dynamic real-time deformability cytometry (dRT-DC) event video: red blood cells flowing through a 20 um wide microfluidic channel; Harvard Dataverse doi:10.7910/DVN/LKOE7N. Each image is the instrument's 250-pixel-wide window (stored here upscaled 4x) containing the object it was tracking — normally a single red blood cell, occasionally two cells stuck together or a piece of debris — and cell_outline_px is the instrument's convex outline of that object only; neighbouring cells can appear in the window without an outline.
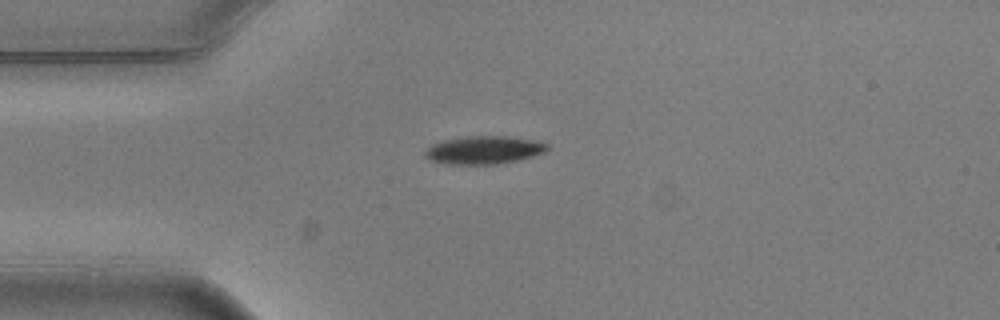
{"species": "common noctule bat (a hibernating species)", "species_latin": "Nyctalus noctula", "temperature_condition": "warm", "stored_images_in_passage": 3, "camera_frame_rate_fps": 3000, "um_per_image_px": 0.085, "animal": {"sex": "male", "body_mass_g": 20.5, "forearm_length_mm": 52.5}, "frame": {"image": 1, "passage_image": 1, "time_ms": 0.0, "image_size_px": [1000, 320], "cell_outline_px": [[548, 148], [544, 152], [532, 156], [516, 160], [496, 164], [444, 164], [428, 160], [424, 156], [424, 152], [432, 144], [444, 140], [468, 136], [504, 136], [536, 140], [548, 144]], "centroid_in_image_um": [41.09, 12.75], "position_along_channel_um": 43.9, "area_um2": 19.88}}
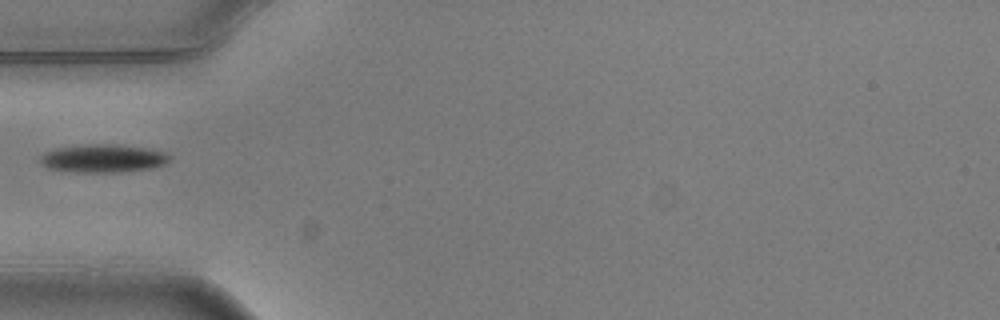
{"frame": {"image": 2, "passage_image": 2, "time_ms": 0.333, "image_size_px": [1000, 320], "cell_outline_px": [[172, 160], [164, 164], [152, 168], [120, 172], [80, 172], [48, 168], [40, 164], [40, 156], [44, 152], [56, 148], [88, 144], [116, 144], [144, 148], [164, 152], [172, 156]], "centroid_in_image_um": [8.77, 13.46], "position_along_channel_um": 76.2, "area_um2": 21.21}}
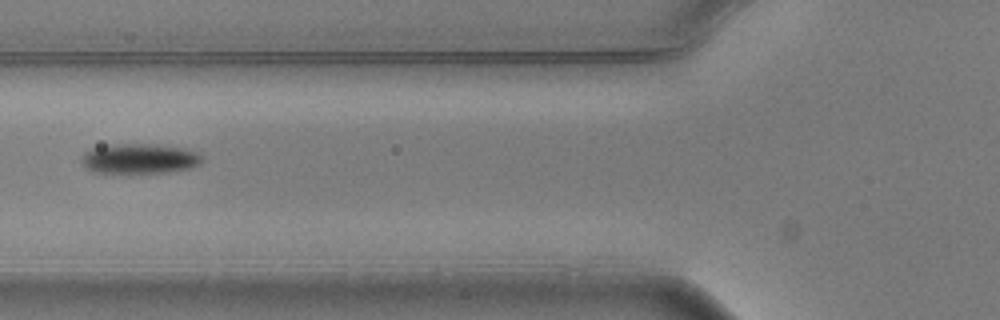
{"frame": {"image": 3, "passage_image": 3, "time_ms": 0.667, "image_size_px": [1000, 320], "cell_outline_px": [[200, 164], [188, 168], [168, 172], [128, 176], [92, 172], [80, 160], [84, 152], [92, 148], [116, 144], [156, 144], [184, 148], [196, 152], [200, 156]], "centroid_in_image_um": [11.79, 13.53], "position_along_channel_um": 114.0, "area_um2": 21.79}}